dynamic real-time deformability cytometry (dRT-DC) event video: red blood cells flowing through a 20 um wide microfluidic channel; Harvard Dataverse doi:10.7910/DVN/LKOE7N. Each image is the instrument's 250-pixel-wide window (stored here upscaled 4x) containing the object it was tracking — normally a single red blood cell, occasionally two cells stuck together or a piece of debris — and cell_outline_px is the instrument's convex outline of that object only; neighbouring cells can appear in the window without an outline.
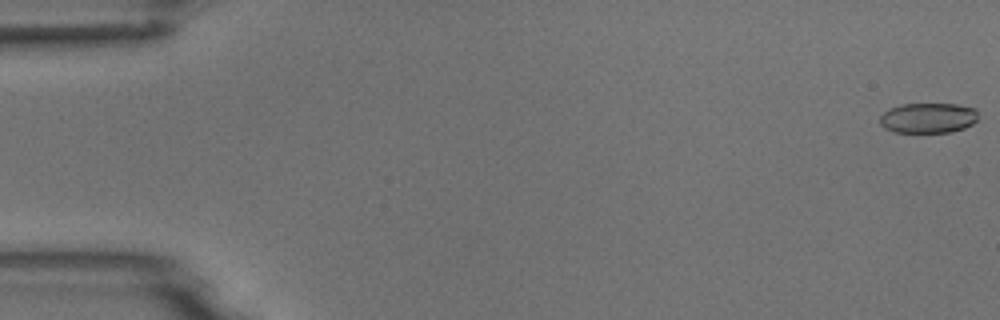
{"species": "common noctule bat (a hibernating species)", "species_latin": "Nyctalus noctula", "temperature_condition": "room temperature", "stored_images_in_passage": 5, "camera_frame_rate_fps": 3000, "um_per_image_px": 0.085, "animal": {"sex": "male", "body_mass_g": 18.8}, "frame": {"image": 1, "passage_image": 1, "time_ms": 0.0, "image_size_px": [1000, 320], "cell_outline_px": [[976, 120], [972, 124], [964, 128], [948, 132], [892, 132], [884, 128], [880, 124], [880, 116], [888, 108], [900, 104], [956, 104], [976, 108]], "centroid_in_image_um": [78.85, 10.02], "position_along_channel_um": 6.2, "area_um2": 17.34}}
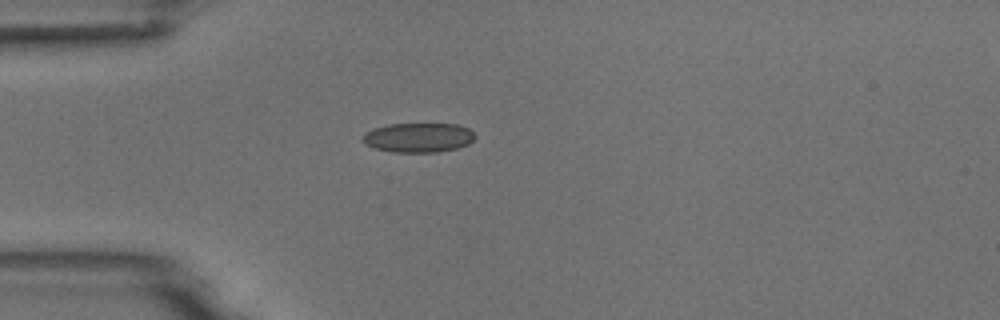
{"frame": {"image": 2, "passage_image": 5, "time_ms": 4.667, "image_size_px": [1000, 320], "cell_outline_px": [[476, 136], [468, 144], [456, 148], [436, 152], [392, 152], [372, 148], [364, 144], [360, 140], [360, 136], [364, 132], [372, 128], [388, 124], [456, 124], [468, 128]], "centroid_in_image_um": [35.46, 11.69], "position_along_channel_um": 49.5, "area_um2": 19.54}}